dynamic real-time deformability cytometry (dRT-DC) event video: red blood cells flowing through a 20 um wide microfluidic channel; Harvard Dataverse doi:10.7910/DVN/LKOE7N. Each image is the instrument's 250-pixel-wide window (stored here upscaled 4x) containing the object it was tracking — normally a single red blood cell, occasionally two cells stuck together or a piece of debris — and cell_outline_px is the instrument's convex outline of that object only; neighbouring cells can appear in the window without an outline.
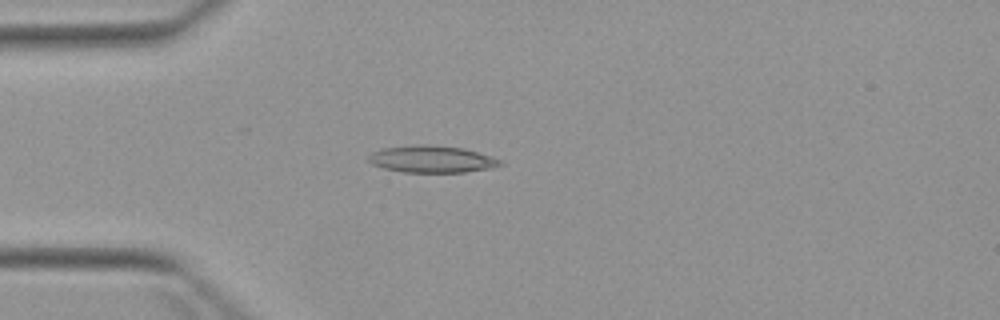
{"species": "Egyptian fruit bat (a non-hibernating species)", "species_latin": "Rousettus aegyptiacus", "temperature_condition": "warm", "stored_images_in_passage": 4, "camera_frame_rate_fps": 3000, "um_per_image_px": 0.085, "animal": {"sex": "female"}, "frame": {"image": 1, "passage_image": 3, "time_ms": 2.333, "image_size_px": [1000, 320], "cell_outline_px": [[504, 164], [492, 168], [464, 172], [404, 172], [384, 168], [372, 164], [368, 160], [368, 156], [372, 152], [380, 148], [416, 144], [424, 144], [464, 148], [492, 156], [500, 160]], "centroid_in_image_um": [36.7, 13.52], "position_along_channel_um": 48.3, "area_um2": 20.81}}